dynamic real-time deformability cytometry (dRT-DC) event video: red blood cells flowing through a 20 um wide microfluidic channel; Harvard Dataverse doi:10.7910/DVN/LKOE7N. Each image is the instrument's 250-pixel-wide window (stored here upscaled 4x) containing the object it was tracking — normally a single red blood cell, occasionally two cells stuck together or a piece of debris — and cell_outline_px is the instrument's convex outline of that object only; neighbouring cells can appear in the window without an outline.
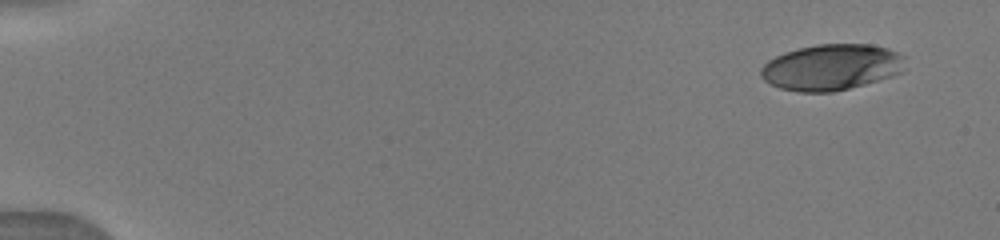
{"species": "human", "species_latin": "Homo sapiens", "temperature_condition": "warm", "stored_images_in_passage": 35, "camera_frame_rate_fps": 3000, "um_per_image_px": 0.085, "donor": {"sex": "male"}, "frame": {"image": 1, "passage_image": 1, "time_ms": 0.0, "image_size_px": [1000, 240], "cell_outline_px": [[904, 56], [900, 72], [892, 76], [864, 84], [832, 92], [800, 92], [780, 88], [764, 80], [760, 76], [760, 68], [768, 60], [784, 52], [796, 48], [816, 44], [872, 44], [888, 48]], "centroid_in_image_um": [70.62, 5.7], "position_along_channel_um": 14.4, "area_um2": 38.61}}
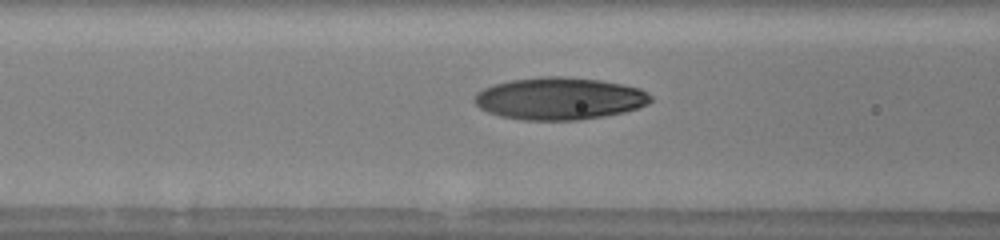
{"frame": {"image": 2, "passage_image": 16, "time_ms": 6.333, "image_size_px": [1000, 240], "cell_outline_px": [[652, 100], [648, 104], [624, 112], [604, 116], [580, 120], [524, 120], [500, 116], [488, 112], [480, 108], [472, 100], [472, 96], [476, 92], [484, 88], [496, 84], [512, 80], [544, 76], [560, 76], [600, 80], [640, 88], [648, 92], [652, 96]], "centroid_in_image_um": [47.54, 8.38], "position_along_channel_um": 119.1, "area_um2": 43.47}}
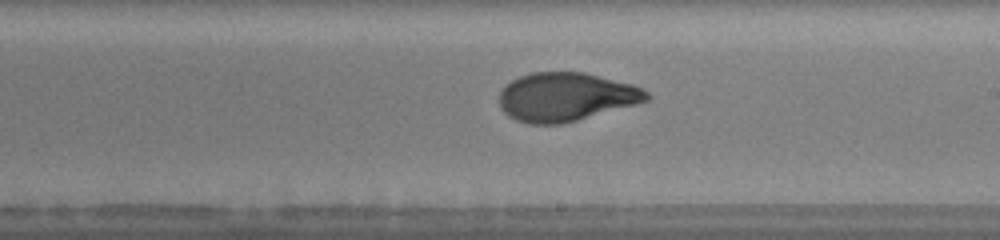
{"frame": {"image": 3, "passage_image": 25, "time_ms": 9.333, "image_size_px": [1000, 240], "cell_outline_px": [[652, 96], [648, 100], [636, 104], [576, 120], [560, 124], [528, 124], [516, 120], [508, 116], [500, 108], [500, 92], [512, 80], [520, 76], [532, 72], [584, 72], [632, 84], [644, 88]], "centroid_in_image_um": [48.11, 8.23], "position_along_channel_um": 240.9, "area_um2": 41.62}}